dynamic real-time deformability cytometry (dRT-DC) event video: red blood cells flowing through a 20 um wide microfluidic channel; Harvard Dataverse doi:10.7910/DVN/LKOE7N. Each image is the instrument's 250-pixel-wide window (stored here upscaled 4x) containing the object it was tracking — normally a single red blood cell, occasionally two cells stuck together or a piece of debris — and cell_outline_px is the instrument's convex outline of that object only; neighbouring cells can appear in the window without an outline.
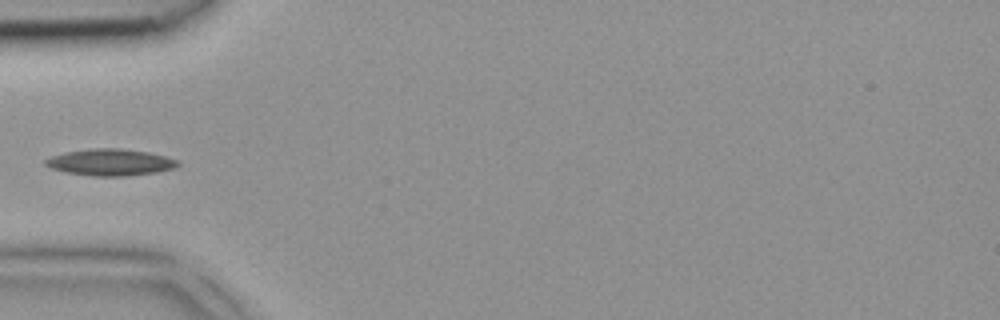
{"species": "common noctule bat (a hibernating species)", "species_latin": "Nyctalus noctula", "temperature_condition": "room temperature", "stored_images_in_passage": 2, "camera_frame_rate_fps": 3000, "um_per_image_px": 0.085, "animal": {"sex": "female", "body_mass_g": 18.4}, "frame": {"image": 1, "passage_image": 2, "time_ms": 0.333, "image_size_px": [1000, 320], "cell_outline_px": [[180, 164], [176, 168], [156, 172], [128, 176], [92, 176], [64, 172], [52, 168], [44, 164], [44, 160], [52, 156], [64, 152], [92, 148], [120, 148], [148, 152], [180, 160]], "centroid_in_image_um": [9.4, 13.79], "position_along_channel_um": 75.6, "area_um2": 20.69}}